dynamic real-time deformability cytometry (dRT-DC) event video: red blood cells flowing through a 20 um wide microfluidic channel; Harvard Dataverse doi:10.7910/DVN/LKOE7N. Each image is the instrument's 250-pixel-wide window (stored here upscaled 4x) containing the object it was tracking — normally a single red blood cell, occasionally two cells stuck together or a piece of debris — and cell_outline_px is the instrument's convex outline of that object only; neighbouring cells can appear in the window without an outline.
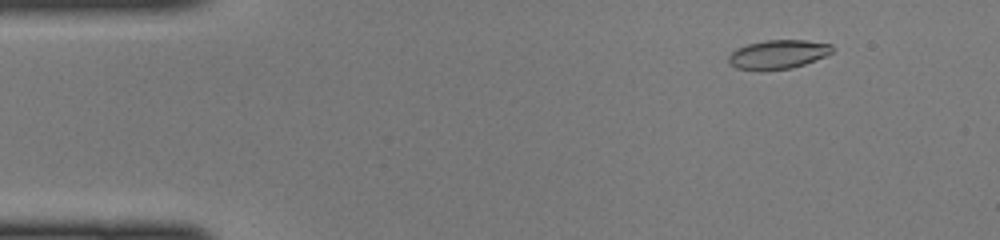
{"species": "common noctule bat (a hibernating species)", "species_latin": "Nyctalus noctula", "temperature_condition": "cold", "stored_images_in_passage": 46, "camera_frame_rate_fps": 3000, "um_per_image_px": 0.085, "animal": {"sex": "female", "body_mass_g": 22.0, "forearm_length_mm": 56.7}, "frame": {"image": 1, "passage_image": 5, "time_ms": 1.333, "image_size_px": [1000, 240], "cell_outline_px": [[832, 52], [824, 56], [804, 64], [792, 68], [736, 68], [728, 64], [728, 56], [736, 48], [748, 44], [768, 40], [804, 40], [832, 44]], "centroid_in_image_um": [66.13, 4.59], "position_along_channel_um": 18.9, "area_um2": 16.88}}
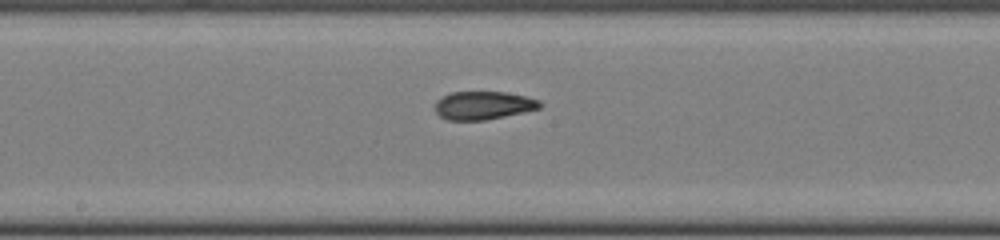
{"frame": {"image": 2, "passage_image": 24, "time_ms": 7.667, "image_size_px": [1000, 240], "cell_outline_px": [[544, 104], [540, 108], [524, 112], [484, 120], [448, 120], [440, 116], [436, 112], [436, 100], [440, 96], [452, 92], [504, 92], [524, 96], [540, 100]], "centroid_in_image_um": [41.08, 8.95], "position_along_channel_um": 207.1, "area_um2": 17.22}}
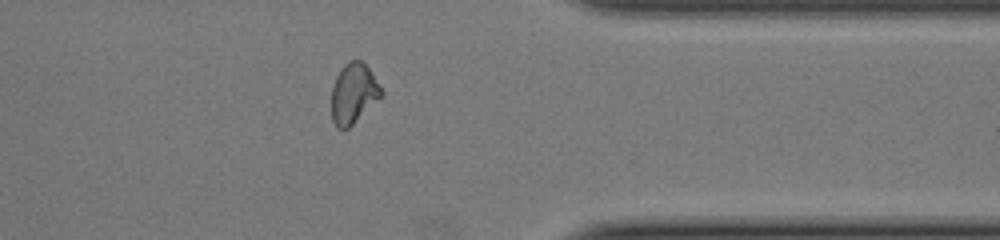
{"frame": {"image": 3, "passage_image": 37, "time_ms": 12.0, "image_size_px": [1000, 240], "cell_outline_px": [[384, 96], [348, 128], [336, 128], [332, 120], [332, 88], [336, 76], [340, 68], [348, 60], [360, 60], [368, 68], [384, 92]], "centroid_in_image_um": [30.06, 7.94], "position_along_channel_um": 381.3, "area_um2": 17.51}}